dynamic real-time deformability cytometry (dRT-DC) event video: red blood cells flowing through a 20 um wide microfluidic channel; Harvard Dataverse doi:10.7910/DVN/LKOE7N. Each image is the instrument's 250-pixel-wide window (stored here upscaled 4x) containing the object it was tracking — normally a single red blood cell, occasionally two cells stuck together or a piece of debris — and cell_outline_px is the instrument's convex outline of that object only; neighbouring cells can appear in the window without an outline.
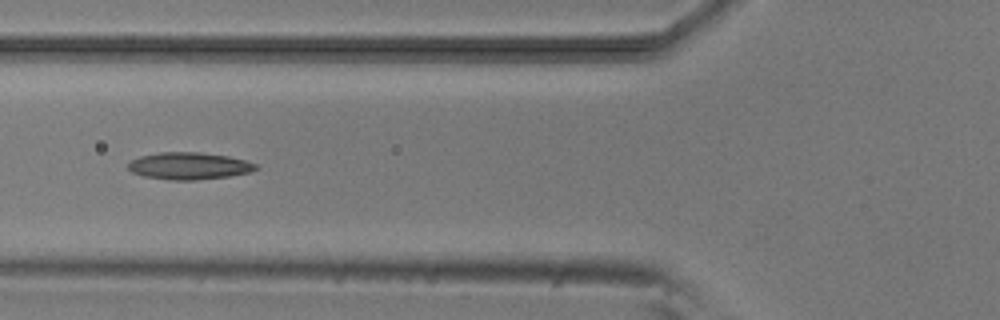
{"species": "common noctule bat (a hibernating species)", "species_latin": "Nyctalus noctula", "temperature_condition": "room temperature", "stored_images_in_passage": 6, "camera_frame_rate_fps": 3000, "um_per_image_px": 0.085, "animal": {"sex": "male", "body_mass_g": 20.5, "forearm_length_mm": 52.5}, "frame": {"image": 1, "passage_image": 6, "time_ms": 5.667, "image_size_px": [1000, 320], "cell_outline_px": [[256, 168], [248, 172], [228, 176], [196, 180], [172, 180], [144, 176], [132, 172], [128, 168], [128, 164], [132, 160], [140, 156], [160, 152], [200, 152], [228, 156], [244, 160], [256, 164]], "centroid_in_image_um": [16.03, 14.1], "position_along_channel_um": 109.8, "area_um2": 19.88}}